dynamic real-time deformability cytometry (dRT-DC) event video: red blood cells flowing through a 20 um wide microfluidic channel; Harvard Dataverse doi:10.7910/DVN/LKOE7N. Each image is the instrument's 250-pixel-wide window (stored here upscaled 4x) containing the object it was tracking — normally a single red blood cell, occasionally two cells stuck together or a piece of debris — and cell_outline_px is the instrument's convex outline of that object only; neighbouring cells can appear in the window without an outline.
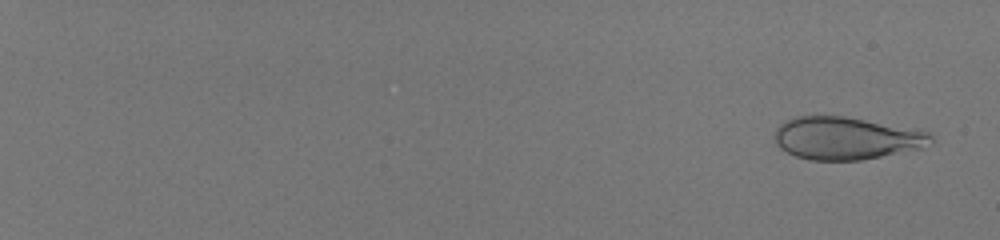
{"species": "human", "species_latin": "Homo sapiens", "temperature_condition": "room temperature", "stored_images_in_passage": 57, "camera_frame_rate_fps": 3000, "um_per_image_px": 0.085, "donor": {"sex": "male"}, "frame": {"image": 1, "passage_image": 3, "time_ms": 0.667, "image_size_px": [1000, 240], "cell_outline_px": [[932, 140], [920, 148], [860, 160], [808, 160], [796, 156], [780, 148], [776, 144], [776, 128], [780, 124], [796, 116], [844, 116], [932, 132]], "centroid_in_image_um": [71.9, 11.74], "position_along_channel_um": 13.1, "area_um2": 38.26}}
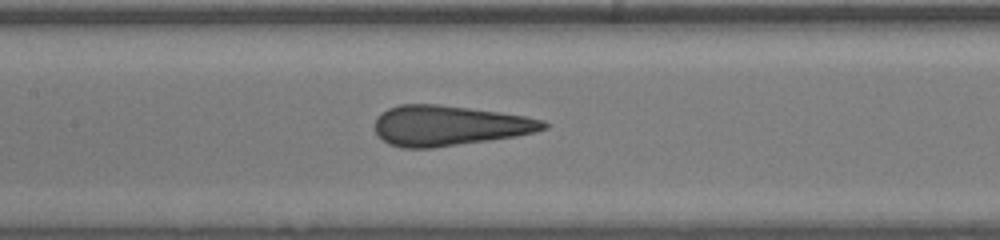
{"frame": {"image": 2, "passage_image": 34, "time_ms": 11.0, "image_size_px": [1000, 240], "cell_outline_px": [[548, 128], [516, 136], [432, 148], [404, 148], [388, 144], [376, 132], [376, 120], [388, 108], [400, 104], [440, 104], [524, 116], [544, 120], [548, 124]], "centroid_in_image_um": [38.17, 10.68], "position_along_channel_um": 169.2, "area_um2": 39.02}}
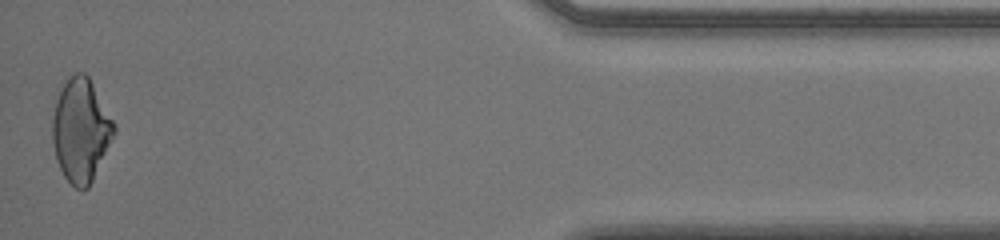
{"frame": {"image": 3, "passage_image": 57, "time_ms": 18.667, "image_size_px": [1000, 240], "cell_outline_px": [[116, 132], [88, 188], [76, 188], [64, 176], [56, 160], [52, 140], [52, 120], [56, 100], [64, 84], [76, 72], [84, 72], [88, 76], [116, 124]], "centroid_in_image_um": [6.88, 11.07], "position_along_channel_um": 428.3, "area_um2": 36.7}}